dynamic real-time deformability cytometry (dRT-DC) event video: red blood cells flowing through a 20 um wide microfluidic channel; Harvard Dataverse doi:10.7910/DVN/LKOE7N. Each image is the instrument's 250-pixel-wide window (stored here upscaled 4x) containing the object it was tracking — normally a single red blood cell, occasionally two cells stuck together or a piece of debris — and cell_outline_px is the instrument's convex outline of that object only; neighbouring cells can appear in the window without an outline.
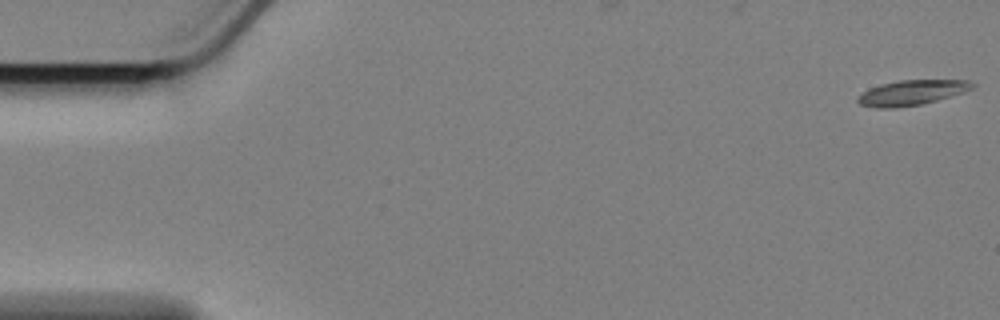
{"species": "Egyptian fruit bat (a non-hibernating species)", "species_latin": "Rousettus aegyptiacus", "temperature_condition": "cold", "stored_images_in_passage": 53, "camera_frame_rate_fps": 3000, "um_per_image_px": 0.085, "animal": {"sex": "female"}, "frame": {"image": 1, "passage_image": 1, "time_ms": 0.0, "image_size_px": [1000, 320], "cell_outline_px": [[976, 84], [972, 88], [964, 92], [936, 100], [920, 104], [892, 108], [876, 108], [860, 104], [856, 100], [868, 88], [880, 84], [900, 80], [968, 80]], "centroid_in_image_um": [77.49, 7.86], "position_along_channel_um": 7.5, "area_um2": 16.53}}
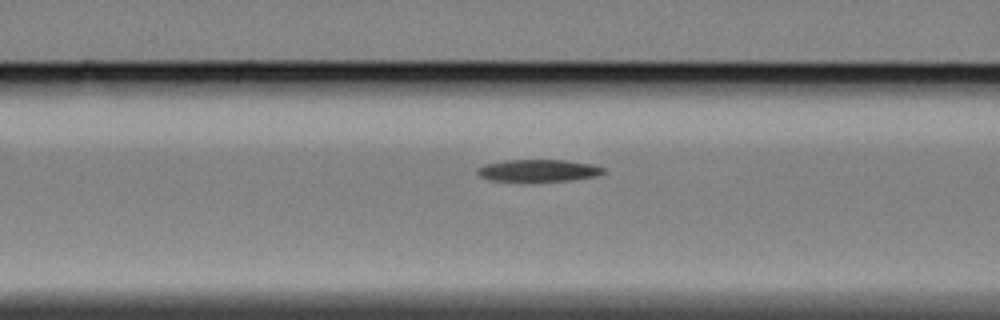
{"frame": {"image": 2, "passage_image": 23, "time_ms": 7.333, "image_size_px": [1000, 320], "cell_outline_px": [[608, 172], [596, 176], [572, 180], [532, 184], [488, 180], [480, 176], [476, 172], [476, 168], [484, 164], [504, 160], [564, 160], [592, 164], [604, 168]], "centroid_in_image_um": [45.72, 14.54], "position_along_channel_um": 120.9, "area_um2": 17.28}}
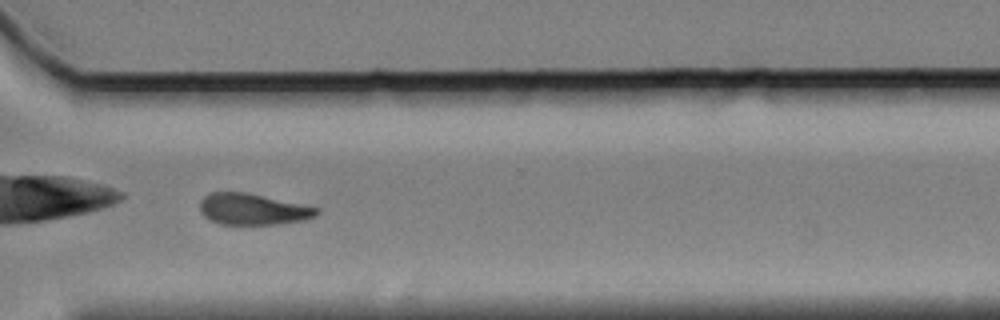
{"frame": {"image": 3, "passage_image": 40, "time_ms": 13.0, "image_size_px": [1000, 320], "cell_outline_px": [[320, 212], [316, 216], [304, 220], [276, 224], [220, 224], [204, 216], [200, 212], [200, 200], [208, 192], [244, 192], [320, 208]], "centroid_in_image_um": [21.47, 17.78], "position_along_channel_um": 349.1, "area_um2": 21.15}}